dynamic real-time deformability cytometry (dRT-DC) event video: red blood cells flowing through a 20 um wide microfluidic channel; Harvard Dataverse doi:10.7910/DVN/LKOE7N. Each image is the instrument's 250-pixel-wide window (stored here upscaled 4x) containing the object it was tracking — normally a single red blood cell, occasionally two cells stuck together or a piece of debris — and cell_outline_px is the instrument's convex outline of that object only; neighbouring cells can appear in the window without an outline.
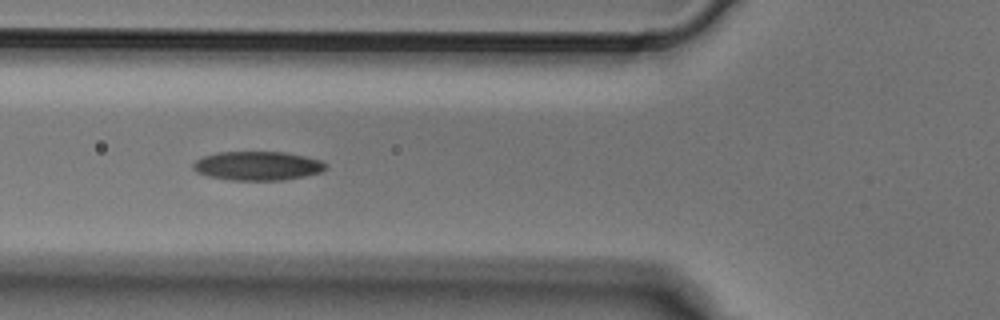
{"species": "Egyptian fruit bat (a non-hibernating species)", "species_latin": "Rousettus aegyptiacus", "temperature_condition": "cold", "stored_images_in_passage": 8, "camera_frame_rate_fps": 3000, "um_per_image_px": 0.085, "animal": {"sex": "male"}, "frame": {"image": 1, "passage_image": 6, "time_ms": 1.667, "image_size_px": [1000, 320], "cell_outline_px": [[328, 168], [320, 172], [304, 176], [280, 180], [228, 180], [208, 176], [196, 172], [192, 168], [192, 164], [196, 160], [204, 156], [216, 152], [284, 152], [304, 156], [320, 160], [328, 164]], "centroid_in_image_um": [21.88, 14.09], "position_along_channel_um": 103.9, "area_um2": 22.43}}
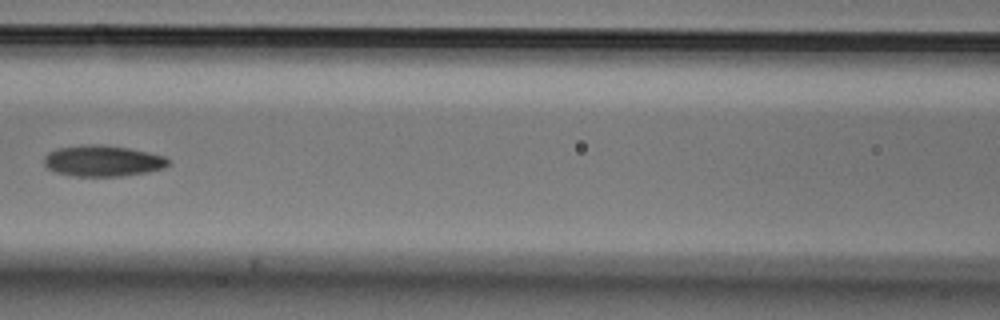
{"frame": {"image": 2, "passage_image": 7, "time_ms": 2.0, "image_size_px": [1000, 320], "cell_outline_px": [[168, 164], [164, 168], [148, 172], [124, 176], [72, 176], [56, 172], [48, 168], [44, 164], [44, 156], [48, 152], [56, 148], [80, 144], [96, 144], [128, 148], [148, 152], [164, 156], [168, 160]], "centroid_in_image_um": [8.7, 13.67], "position_along_channel_um": 157.9, "area_um2": 22.6}}
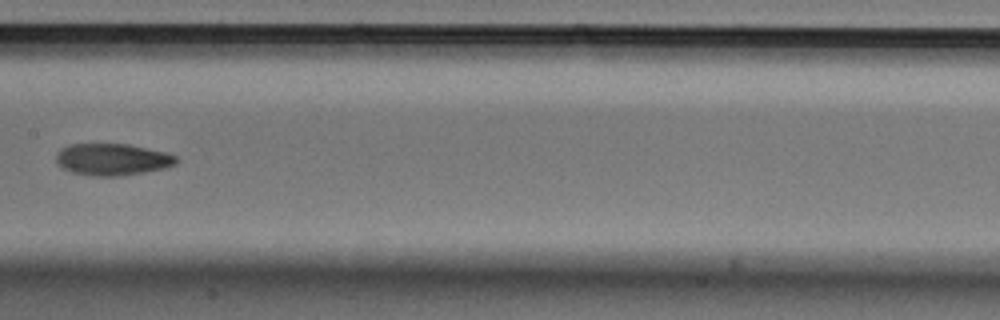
{"frame": {"image": 3, "passage_image": 8, "time_ms": 2.333, "image_size_px": [1000, 320], "cell_outline_px": [[180, 160], [176, 164], [168, 168], [124, 176], [92, 176], [72, 172], [56, 164], [56, 152], [60, 148], [68, 144], [128, 144], [168, 152], [176, 156]], "centroid_in_image_um": [9.58, 13.55], "position_along_channel_um": 197.8, "area_um2": 22.77}}